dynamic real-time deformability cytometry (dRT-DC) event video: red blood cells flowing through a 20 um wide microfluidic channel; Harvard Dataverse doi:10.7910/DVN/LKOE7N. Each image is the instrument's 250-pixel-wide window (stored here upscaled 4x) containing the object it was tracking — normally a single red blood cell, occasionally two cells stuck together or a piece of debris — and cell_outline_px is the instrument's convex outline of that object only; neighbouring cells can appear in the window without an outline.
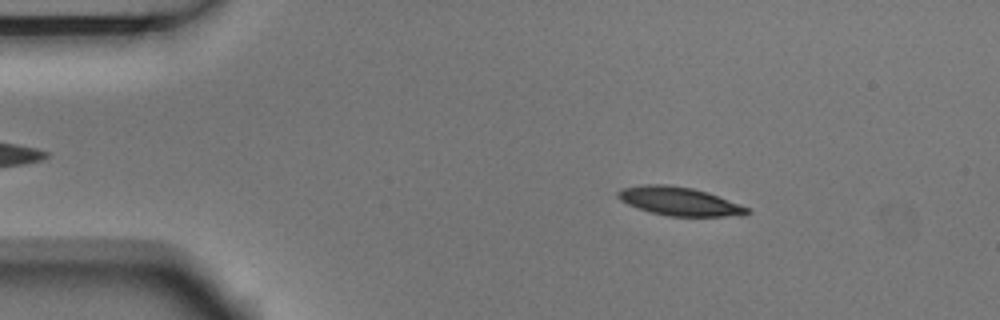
{"species": "Egyptian fruit bat (a non-hibernating species)", "species_latin": "Rousettus aegyptiacus", "temperature_condition": "room temperature", "stored_images_in_passage": 4, "camera_frame_rate_fps": 3000, "um_per_image_px": 0.085, "animal": {"sex": "male"}, "frame": {"image": 1, "passage_image": 2, "time_ms": 0.333, "image_size_px": [1000, 320], "cell_outline_px": [[752, 212], [744, 216], [668, 216], [652, 212], [628, 204], [620, 200], [616, 196], [616, 192], [620, 188], [644, 184], [668, 184], [692, 188], [708, 192], [740, 204], [748, 208]], "centroid_in_image_um": [57.75, 17.1], "position_along_channel_um": 27.2, "area_um2": 21.56}}